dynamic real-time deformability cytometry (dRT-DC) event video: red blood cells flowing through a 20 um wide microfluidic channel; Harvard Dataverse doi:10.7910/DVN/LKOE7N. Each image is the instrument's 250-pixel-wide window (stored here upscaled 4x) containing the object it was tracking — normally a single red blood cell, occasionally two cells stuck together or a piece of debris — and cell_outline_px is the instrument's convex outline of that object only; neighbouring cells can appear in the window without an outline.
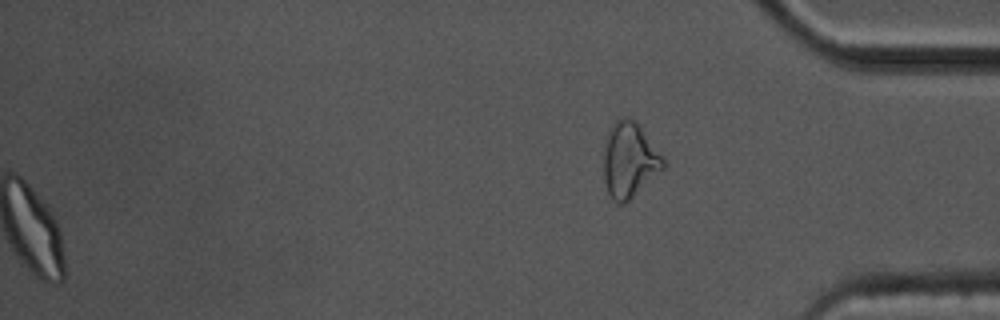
{"species": "common noctule bat (a hibernating species)", "species_latin": "Nyctalus noctula", "temperature_condition": "cold", "stored_images_in_passage": 57, "segment_of_instrument_passage": [2, 2], "camera_frame_rate_fps": 3000, "um_per_image_px": 0.085, "animal": {"sex": "male", "body_mass_g": 17.5, "forearm_length_mm": 52.3}, "frame": {"image": 1, "passage_image": 57, "time_ms": 18.667, "image_size_px": [1000, 320], "cell_outline_px": [[664, 168], [624, 204], [616, 204], [608, 196], [604, 180], [604, 148], [608, 128], [616, 120], [624, 116], [628, 116], [636, 120], [664, 160]], "centroid_in_image_um": [53.45, 13.59], "position_along_channel_um": 381.7, "area_um2": 26.07}}